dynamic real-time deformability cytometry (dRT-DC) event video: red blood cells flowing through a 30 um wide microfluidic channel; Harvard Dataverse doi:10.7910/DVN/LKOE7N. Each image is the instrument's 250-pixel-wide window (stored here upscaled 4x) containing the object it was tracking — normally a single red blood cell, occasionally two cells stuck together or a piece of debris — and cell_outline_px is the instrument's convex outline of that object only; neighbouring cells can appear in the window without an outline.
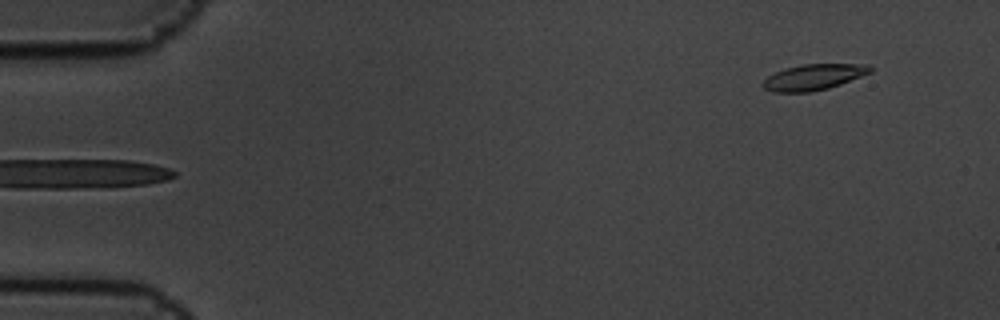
{"species": "common noctule bat (a hibernating species)", "species_latin": "Nyctalus noctula", "temperature_condition": "cold", "stored_images_in_passage": 6, "camera_frame_rate_fps": 3000, "um_per_image_px": 0.085, "animal": {"sex": "male", "body_mass_g": 19.5, "forearm_length_mm": 54.6}, "frame": {"image": 1, "passage_image": 6, "time_ms": 1.667, "image_size_px": [1000, 320], "cell_outline_px": [[872, 72], [840, 84], [828, 88], [812, 92], [772, 92], [764, 88], [760, 84], [768, 76], [784, 68], [804, 64], [868, 64], [872, 68]], "centroid_in_image_um": [69.14, 6.55], "position_along_channel_um": 15.9, "area_um2": 16.18}}